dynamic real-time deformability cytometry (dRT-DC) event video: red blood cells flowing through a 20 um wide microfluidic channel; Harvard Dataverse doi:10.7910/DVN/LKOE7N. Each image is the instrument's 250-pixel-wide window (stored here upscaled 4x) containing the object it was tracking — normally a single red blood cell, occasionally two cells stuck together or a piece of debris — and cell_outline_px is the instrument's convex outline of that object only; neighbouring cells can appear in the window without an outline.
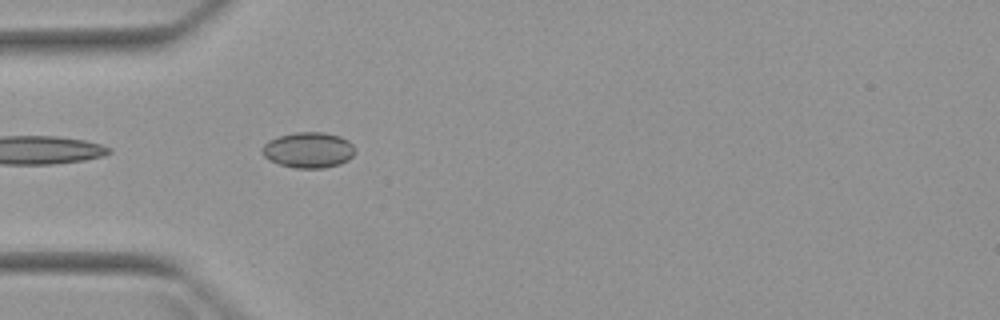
{"species": "Egyptian fruit bat (a non-hibernating species)", "species_latin": "Rousettus aegyptiacus", "temperature_condition": "warm", "stored_images_in_passage": 3, "camera_frame_rate_fps": 3000, "um_per_image_px": 0.085, "animal": {"sex": "female"}, "frame": {"image": 1, "passage_image": 3, "time_ms": 2.333, "image_size_px": [1000, 320], "cell_outline_px": [[356, 152], [348, 160], [340, 164], [324, 168], [296, 168], [280, 164], [268, 160], [260, 152], [264, 144], [268, 140], [280, 136], [296, 132], [324, 132], [340, 136], [348, 140], [356, 148]], "centroid_in_image_um": [26.23, 12.75], "position_along_channel_um": 58.8, "area_um2": 19.48}}